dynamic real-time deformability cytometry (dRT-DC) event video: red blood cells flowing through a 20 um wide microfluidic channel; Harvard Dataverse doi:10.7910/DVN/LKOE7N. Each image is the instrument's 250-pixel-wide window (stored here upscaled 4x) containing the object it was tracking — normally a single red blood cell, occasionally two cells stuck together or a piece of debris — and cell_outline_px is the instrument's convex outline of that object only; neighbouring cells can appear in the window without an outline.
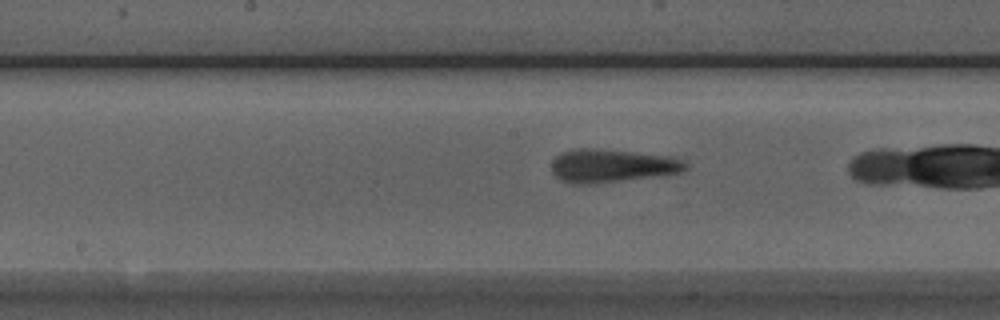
{"species": "Egyptian fruit bat (a non-hibernating species)", "species_latin": "Rousettus aegyptiacus", "temperature_condition": "room temperature", "stored_images_in_passage": 26, "camera_frame_rate_fps": 3000, "um_per_image_px": 0.085, "animal": {"sex": "male"}, "frame": {"image": 1, "passage_image": 12, "time_ms": 3.667, "image_size_px": [1000, 320], "cell_outline_px": [[688, 168], [684, 172], [588, 184], [572, 184], [560, 180], [552, 172], [552, 160], [560, 152], [572, 148], [592, 148], [672, 156], [684, 160], [688, 164]], "centroid_in_image_um": [51.99, 14.07], "position_along_channel_um": 196.2, "area_um2": 25.95}}
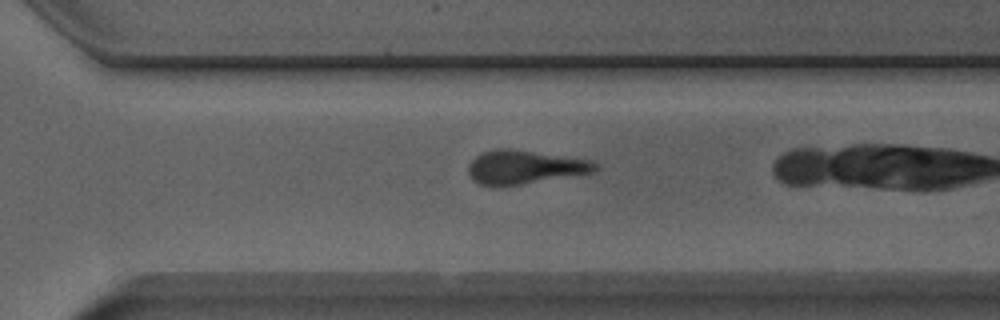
{"frame": {"image": 2, "passage_image": 22, "time_ms": 7.0, "image_size_px": [1000, 320], "cell_outline_px": [[600, 168], [592, 172], [496, 188], [492, 188], [480, 184], [472, 180], [468, 172], [468, 164], [480, 152], [496, 148], [512, 148], [592, 160], [600, 164]], "centroid_in_image_um": [44.54, 14.2], "position_along_channel_um": 326.1, "area_um2": 25.32}}